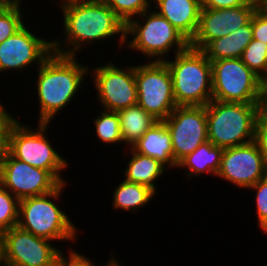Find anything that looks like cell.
I'll use <instances>...</instances> for the list:
<instances>
[{
	"instance_id": "1",
	"label": "cell",
	"mask_w": 267,
	"mask_h": 266,
	"mask_svg": "<svg viewBox=\"0 0 267 266\" xmlns=\"http://www.w3.org/2000/svg\"><path fill=\"white\" fill-rule=\"evenodd\" d=\"M59 6L63 13L65 40H52L53 52L76 56L82 45L85 47V44L101 40L106 42L117 35L118 46L124 47L126 24L102 0L73 1Z\"/></svg>"
},
{
	"instance_id": "2",
	"label": "cell",
	"mask_w": 267,
	"mask_h": 266,
	"mask_svg": "<svg viewBox=\"0 0 267 266\" xmlns=\"http://www.w3.org/2000/svg\"><path fill=\"white\" fill-rule=\"evenodd\" d=\"M76 56L52 52L37 68V88L40 102L38 123H50L56 113L64 110L82 89L89 67L78 63ZM83 65V66H82Z\"/></svg>"
},
{
	"instance_id": "3",
	"label": "cell",
	"mask_w": 267,
	"mask_h": 266,
	"mask_svg": "<svg viewBox=\"0 0 267 266\" xmlns=\"http://www.w3.org/2000/svg\"><path fill=\"white\" fill-rule=\"evenodd\" d=\"M164 62L172 76L177 106H206L212 100V65L201 50L189 46Z\"/></svg>"
},
{
	"instance_id": "4",
	"label": "cell",
	"mask_w": 267,
	"mask_h": 266,
	"mask_svg": "<svg viewBox=\"0 0 267 266\" xmlns=\"http://www.w3.org/2000/svg\"><path fill=\"white\" fill-rule=\"evenodd\" d=\"M65 185L66 183L60 184L54 191L44 195L20 200L17 226L51 242L75 241L78 236L77 228L55 202L60 199Z\"/></svg>"
},
{
	"instance_id": "5",
	"label": "cell",
	"mask_w": 267,
	"mask_h": 266,
	"mask_svg": "<svg viewBox=\"0 0 267 266\" xmlns=\"http://www.w3.org/2000/svg\"><path fill=\"white\" fill-rule=\"evenodd\" d=\"M139 17L145 20L141 21L135 17L126 24L127 49L136 50L151 61H165V55L167 56L170 51L173 50L175 55L190 46V42L154 9L144 11ZM131 36L129 40L128 37Z\"/></svg>"
},
{
	"instance_id": "6",
	"label": "cell",
	"mask_w": 267,
	"mask_h": 266,
	"mask_svg": "<svg viewBox=\"0 0 267 266\" xmlns=\"http://www.w3.org/2000/svg\"><path fill=\"white\" fill-rule=\"evenodd\" d=\"M258 103L211 100L206 105L208 141L222 148L254 141Z\"/></svg>"
},
{
	"instance_id": "7",
	"label": "cell",
	"mask_w": 267,
	"mask_h": 266,
	"mask_svg": "<svg viewBox=\"0 0 267 266\" xmlns=\"http://www.w3.org/2000/svg\"><path fill=\"white\" fill-rule=\"evenodd\" d=\"M37 124L36 130L16 120L8 132L7 151L14 158L35 168L49 171L61 184L66 183L61 173L69 163L52 147L46 136L50 123Z\"/></svg>"
},
{
	"instance_id": "8",
	"label": "cell",
	"mask_w": 267,
	"mask_h": 266,
	"mask_svg": "<svg viewBox=\"0 0 267 266\" xmlns=\"http://www.w3.org/2000/svg\"><path fill=\"white\" fill-rule=\"evenodd\" d=\"M137 104L158 121H164L177 107L172 76L164 61L135 65Z\"/></svg>"
},
{
	"instance_id": "9",
	"label": "cell",
	"mask_w": 267,
	"mask_h": 266,
	"mask_svg": "<svg viewBox=\"0 0 267 266\" xmlns=\"http://www.w3.org/2000/svg\"><path fill=\"white\" fill-rule=\"evenodd\" d=\"M212 65V100L258 103L259 77L241 58L210 61Z\"/></svg>"
},
{
	"instance_id": "10",
	"label": "cell",
	"mask_w": 267,
	"mask_h": 266,
	"mask_svg": "<svg viewBox=\"0 0 267 266\" xmlns=\"http://www.w3.org/2000/svg\"><path fill=\"white\" fill-rule=\"evenodd\" d=\"M51 240L15 226L0 235V264L4 266H50L62 251Z\"/></svg>"
},
{
	"instance_id": "11",
	"label": "cell",
	"mask_w": 267,
	"mask_h": 266,
	"mask_svg": "<svg viewBox=\"0 0 267 266\" xmlns=\"http://www.w3.org/2000/svg\"><path fill=\"white\" fill-rule=\"evenodd\" d=\"M90 69L92 84L96 87L97 99L101 108L118 112L137 105L138 93L135 79V66L121 68L113 62Z\"/></svg>"
},
{
	"instance_id": "12",
	"label": "cell",
	"mask_w": 267,
	"mask_h": 266,
	"mask_svg": "<svg viewBox=\"0 0 267 266\" xmlns=\"http://www.w3.org/2000/svg\"><path fill=\"white\" fill-rule=\"evenodd\" d=\"M164 123L171 134L176 164L208 141L206 106H177Z\"/></svg>"
},
{
	"instance_id": "13",
	"label": "cell",
	"mask_w": 267,
	"mask_h": 266,
	"mask_svg": "<svg viewBox=\"0 0 267 266\" xmlns=\"http://www.w3.org/2000/svg\"><path fill=\"white\" fill-rule=\"evenodd\" d=\"M0 184L22 200L52 192L61 183L49 171L35 168L7 151L0 163Z\"/></svg>"
},
{
	"instance_id": "14",
	"label": "cell",
	"mask_w": 267,
	"mask_h": 266,
	"mask_svg": "<svg viewBox=\"0 0 267 266\" xmlns=\"http://www.w3.org/2000/svg\"><path fill=\"white\" fill-rule=\"evenodd\" d=\"M267 175V162L258 145L252 141L224 148L216 177L238 186L250 188Z\"/></svg>"
},
{
	"instance_id": "15",
	"label": "cell",
	"mask_w": 267,
	"mask_h": 266,
	"mask_svg": "<svg viewBox=\"0 0 267 266\" xmlns=\"http://www.w3.org/2000/svg\"><path fill=\"white\" fill-rule=\"evenodd\" d=\"M52 52V41L36 36L25 24L0 44V73L25 70L34 62L39 67Z\"/></svg>"
},
{
	"instance_id": "16",
	"label": "cell",
	"mask_w": 267,
	"mask_h": 266,
	"mask_svg": "<svg viewBox=\"0 0 267 266\" xmlns=\"http://www.w3.org/2000/svg\"><path fill=\"white\" fill-rule=\"evenodd\" d=\"M256 9V5L226 9L201 8L198 30L190 47L202 50L210 41L229 35L246 25Z\"/></svg>"
},
{
	"instance_id": "17",
	"label": "cell",
	"mask_w": 267,
	"mask_h": 266,
	"mask_svg": "<svg viewBox=\"0 0 267 266\" xmlns=\"http://www.w3.org/2000/svg\"><path fill=\"white\" fill-rule=\"evenodd\" d=\"M153 3L157 5L152 8L191 42L199 26L201 0H153Z\"/></svg>"
},
{
	"instance_id": "18",
	"label": "cell",
	"mask_w": 267,
	"mask_h": 266,
	"mask_svg": "<svg viewBox=\"0 0 267 266\" xmlns=\"http://www.w3.org/2000/svg\"><path fill=\"white\" fill-rule=\"evenodd\" d=\"M131 148L141 155L155 158L165 167H177L173 157L171 134L164 121L155 123Z\"/></svg>"
},
{
	"instance_id": "19",
	"label": "cell",
	"mask_w": 267,
	"mask_h": 266,
	"mask_svg": "<svg viewBox=\"0 0 267 266\" xmlns=\"http://www.w3.org/2000/svg\"><path fill=\"white\" fill-rule=\"evenodd\" d=\"M252 39L251 18L246 25L229 35L210 41L201 51L210 61L241 58L243 51Z\"/></svg>"
},
{
	"instance_id": "20",
	"label": "cell",
	"mask_w": 267,
	"mask_h": 266,
	"mask_svg": "<svg viewBox=\"0 0 267 266\" xmlns=\"http://www.w3.org/2000/svg\"><path fill=\"white\" fill-rule=\"evenodd\" d=\"M223 151L224 148L213 145L210 141L204 142L193 153L183 158L177 164V168L187 169L185 171L188 178L203 175L205 172L216 176Z\"/></svg>"
},
{
	"instance_id": "21",
	"label": "cell",
	"mask_w": 267,
	"mask_h": 266,
	"mask_svg": "<svg viewBox=\"0 0 267 266\" xmlns=\"http://www.w3.org/2000/svg\"><path fill=\"white\" fill-rule=\"evenodd\" d=\"M131 158L124 170V180L131 183L145 185L157 193L155 181L165 173L166 167L155 158L141 155L130 148Z\"/></svg>"
},
{
	"instance_id": "22",
	"label": "cell",
	"mask_w": 267,
	"mask_h": 266,
	"mask_svg": "<svg viewBox=\"0 0 267 266\" xmlns=\"http://www.w3.org/2000/svg\"><path fill=\"white\" fill-rule=\"evenodd\" d=\"M117 113L123 143L128 144L130 148L158 122L138 104L119 110Z\"/></svg>"
},
{
	"instance_id": "23",
	"label": "cell",
	"mask_w": 267,
	"mask_h": 266,
	"mask_svg": "<svg viewBox=\"0 0 267 266\" xmlns=\"http://www.w3.org/2000/svg\"><path fill=\"white\" fill-rule=\"evenodd\" d=\"M155 192L145 185L122 181L113 192V207L116 210L135 211L152 201Z\"/></svg>"
},
{
	"instance_id": "24",
	"label": "cell",
	"mask_w": 267,
	"mask_h": 266,
	"mask_svg": "<svg viewBox=\"0 0 267 266\" xmlns=\"http://www.w3.org/2000/svg\"><path fill=\"white\" fill-rule=\"evenodd\" d=\"M99 114L93 122L100 141L106 144L116 143V145L123 143L118 113L102 109Z\"/></svg>"
},
{
	"instance_id": "25",
	"label": "cell",
	"mask_w": 267,
	"mask_h": 266,
	"mask_svg": "<svg viewBox=\"0 0 267 266\" xmlns=\"http://www.w3.org/2000/svg\"><path fill=\"white\" fill-rule=\"evenodd\" d=\"M21 9V4L10 2L0 11V44L26 24Z\"/></svg>"
},
{
	"instance_id": "26",
	"label": "cell",
	"mask_w": 267,
	"mask_h": 266,
	"mask_svg": "<svg viewBox=\"0 0 267 266\" xmlns=\"http://www.w3.org/2000/svg\"><path fill=\"white\" fill-rule=\"evenodd\" d=\"M19 201L0 184V235L17 226Z\"/></svg>"
},
{
	"instance_id": "27",
	"label": "cell",
	"mask_w": 267,
	"mask_h": 266,
	"mask_svg": "<svg viewBox=\"0 0 267 266\" xmlns=\"http://www.w3.org/2000/svg\"><path fill=\"white\" fill-rule=\"evenodd\" d=\"M241 60L247 65V67L260 77L267 71V44L252 39L246 46Z\"/></svg>"
},
{
	"instance_id": "28",
	"label": "cell",
	"mask_w": 267,
	"mask_h": 266,
	"mask_svg": "<svg viewBox=\"0 0 267 266\" xmlns=\"http://www.w3.org/2000/svg\"><path fill=\"white\" fill-rule=\"evenodd\" d=\"M114 13L127 24L131 19L138 17L153 6L152 0H102Z\"/></svg>"
},
{
	"instance_id": "29",
	"label": "cell",
	"mask_w": 267,
	"mask_h": 266,
	"mask_svg": "<svg viewBox=\"0 0 267 266\" xmlns=\"http://www.w3.org/2000/svg\"><path fill=\"white\" fill-rule=\"evenodd\" d=\"M249 189L256 192L255 199L258 226L262 229L264 234H267V175Z\"/></svg>"
},
{
	"instance_id": "30",
	"label": "cell",
	"mask_w": 267,
	"mask_h": 266,
	"mask_svg": "<svg viewBox=\"0 0 267 266\" xmlns=\"http://www.w3.org/2000/svg\"><path fill=\"white\" fill-rule=\"evenodd\" d=\"M254 142L267 162V109L259 107L255 119Z\"/></svg>"
},
{
	"instance_id": "31",
	"label": "cell",
	"mask_w": 267,
	"mask_h": 266,
	"mask_svg": "<svg viewBox=\"0 0 267 266\" xmlns=\"http://www.w3.org/2000/svg\"><path fill=\"white\" fill-rule=\"evenodd\" d=\"M16 120L17 118L5 109L4 104H0V163L7 152L9 129Z\"/></svg>"
},
{
	"instance_id": "32",
	"label": "cell",
	"mask_w": 267,
	"mask_h": 266,
	"mask_svg": "<svg viewBox=\"0 0 267 266\" xmlns=\"http://www.w3.org/2000/svg\"><path fill=\"white\" fill-rule=\"evenodd\" d=\"M69 257L64 256V252H60L58 255V259L64 264V266H95L89 258L83 256L82 254L76 252L72 248L70 251L67 252ZM119 261L117 259L113 258V255L111 256L110 260L108 261V264L104 266H115Z\"/></svg>"
},
{
	"instance_id": "33",
	"label": "cell",
	"mask_w": 267,
	"mask_h": 266,
	"mask_svg": "<svg viewBox=\"0 0 267 266\" xmlns=\"http://www.w3.org/2000/svg\"><path fill=\"white\" fill-rule=\"evenodd\" d=\"M252 36L253 39L267 44V15L259 9H256L252 15Z\"/></svg>"
},
{
	"instance_id": "34",
	"label": "cell",
	"mask_w": 267,
	"mask_h": 266,
	"mask_svg": "<svg viewBox=\"0 0 267 266\" xmlns=\"http://www.w3.org/2000/svg\"><path fill=\"white\" fill-rule=\"evenodd\" d=\"M243 5H254L248 0H201V8L226 9Z\"/></svg>"
},
{
	"instance_id": "35",
	"label": "cell",
	"mask_w": 267,
	"mask_h": 266,
	"mask_svg": "<svg viewBox=\"0 0 267 266\" xmlns=\"http://www.w3.org/2000/svg\"><path fill=\"white\" fill-rule=\"evenodd\" d=\"M258 106H267V71L259 77L258 82Z\"/></svg>"
},
{
	"instance_id": "36",
	"label": "cell",
	"mask_w": 267,
	"mask_h": 266,
	"mask_svg": "<svg viewBox=\"0 0 267 266\" xmlns=\"http://www.w3.org/2000/svg\"><path fill=\"white\" fill-rule=\"evenodd\" d=\"M259 9L263 14L267 15V0H263L258 6Z\"/></svg>"
},
{
	"instance_id": "37",
	"label": "cell",
	"mask_w": 267,
	"mask_h": 266,
	"mask_svg": "<svg viewBox=\"0 0 267 266\" xmlns=\"http://www.w3.org/2000/svg\"><path fill=\"white\" fill-rule=\"evenodd\" d=\"M10 3V0H0V11Z\"/></svg>"
},
{
	"instance_id": "38",
	"label": "cell",
	"mask_w": 267,
	"mask_h": 266,
	"mask_svg": "<svg viewBox=\"0 0 267 266\" xmlns=\"http://www.w3.org/2000/svg\"><path fill=\"white\" fill-rule=\"evenodd\" d=\"M50 266H64V264L57 258Z\"/></svg>"
},
{
	"instance_id": "39",
	"label": "cell",
	"mask_w": 267,
	"mask_h": 266,
	"mask_svg": "<svg viewBox=\"0 0 267 266\" xmlns=\"http://www.w3.org/2000/svg\"><path fill=\"white\" fill-rule=\"evenodd\" d=\"M251 4L258 6L263 0H248Z\"/></svg>"
},
{
	"instance_id": "40",
	"label": "cell",
	"mask_w": 267,
	"mask_h": 266,
	"mask_svg": "<svg viewBox=\"0 0 267 266\" xmlns=\"http://www.w3.org/2000/svg\"><path fill=\"white\" fill-rule=\"evenodd\" d=\"M61 5L64 3H68V2H73V1H82V0H60Z\"/></svg>"
},
{
	"instance_id": "41",
	"label": "cell",
	"mask_w": 267,
	"mask_h": 266,
	"mask_svg": "<svg viewBox=\"0 0 267 266\" xmlns=\"http://www.w3.org/2000/svg\"><path fill=\"white\" fill-rule=\"evenodd\" d=\"M11 3L21 4L22 0H10Z\"/></svg>"
},
{
	"instance_id": "42",
	"label": "cell",
	"mask_w": 267,
	"mask_h": 266,
	"mask_svg": "<svg viewBox=\"0 0 267 266\" xmlns=\"http://www.w3.org/2000/svg\"><path fill=\"white\" fill-rule=\"evenodd\" d=\"M115 266H122L119 262Z\"/></svg>"
}]
</instances>
